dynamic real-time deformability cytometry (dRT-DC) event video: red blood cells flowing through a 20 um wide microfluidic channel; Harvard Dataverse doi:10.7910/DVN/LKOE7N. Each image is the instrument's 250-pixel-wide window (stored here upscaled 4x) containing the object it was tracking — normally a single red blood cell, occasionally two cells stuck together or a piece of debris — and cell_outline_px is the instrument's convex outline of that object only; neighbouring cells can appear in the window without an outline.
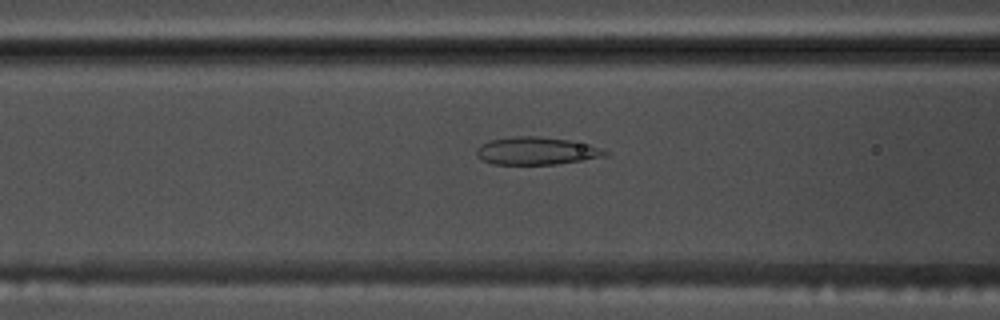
{"species": "common noctule bat (a hibernating species)", "species_latin": "Nyctalus noctula", "temperature_condition": "warm", "stored_images_in_passage": 51, "camera_frame_rate_fps": 3000, "um_per_image_px": 0.085, "animal": {"sex": "male", "body_mass_g": 17.5, "forearm_length_mm": 52.3}, "frame": {"image": 1, "passage_image": 18, "time_ms": 5.667, "image_size_px": [1000, 320], "cell_outline_px": [[608, 152], [604, 156], [556, 164], [492, 164], [480, 160], [476, 156], [476, 148], [492, 140], [512, 136], [536, 136], [568, 140], [588, 144]], "centroid_in_image_um": [45.52, 12.83], "position_along_channel_um": 121.1, "area_um2": 20.4}}
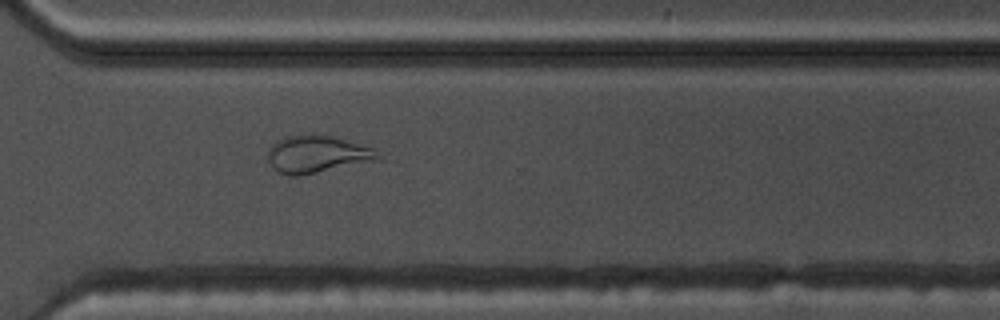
{"frame": {"image": 2, "passage_image": 36, "time_ms": 11.667, "image_size_px": [1000, 320], "cell_outline_px": [[384, 160], [296, 176], [288, 176], [272, 168], [264, 156], [268, 148], [276, 140], [284, 136], [312, 132], [332, 136], [372, 148], [384, 156]], "centroid_in_image_um": [26.93, 13.09], "position_along_channel_um": 343.7, "area_um2": 24.85}}
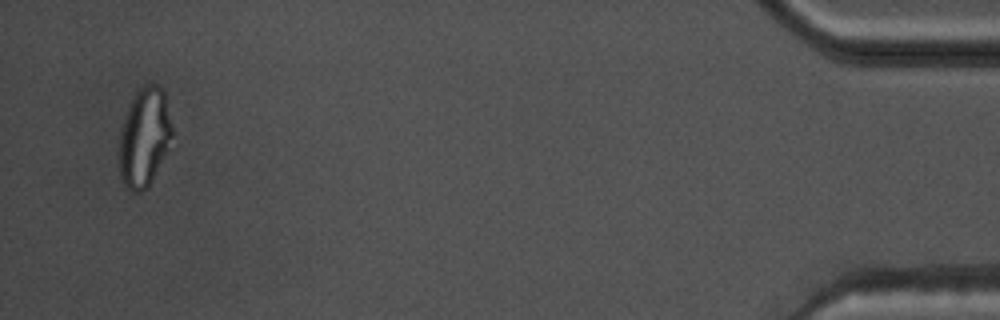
{"frame": {"image": 3, "passage_image": 49, "time_ms": 16.0, "image_size_px": [1000, 320], "cell_outline_px": [[172, 144], [148, 188], [140, 192], [132, 192], [124, 184], [120, 176], [116, 152], [120, 128], [128, 104], [136, 88], [148, 84], [156, 84], [164, 92], [172, 128]], "centroid_in_image_um": [12.22, 11.69], "position_along_channel_um": 423.0, "area_um2": 31.62}, "authors_computed_cell_mechanics": {"area_um2": 23.4668, "velocity_mm_per_s": 3.7113, "shape_relaxation_time_tau1_ms": null, "shape_relaxation_time_tau2_ms": 1.1838, "deformation_change_tau1": null, "deformation_change_tau2": 0.1047}}